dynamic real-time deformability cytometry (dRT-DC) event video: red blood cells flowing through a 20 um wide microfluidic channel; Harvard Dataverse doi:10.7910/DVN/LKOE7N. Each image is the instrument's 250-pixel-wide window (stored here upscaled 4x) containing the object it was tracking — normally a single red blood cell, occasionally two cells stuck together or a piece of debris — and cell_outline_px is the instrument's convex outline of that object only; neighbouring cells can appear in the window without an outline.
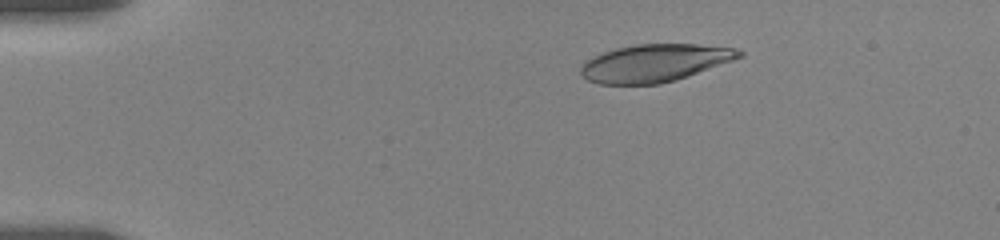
{"species": "human", "species_latin": "Homo sapiens", "temperature_condition": "room temperature", "stored_images_in_passage": 44, "camera_frame_rate_fps": 3000, "um_per_image_px": 0.085, "donor": {"sex": "female"}, "frame": {"image": 1, "passage_image": 3, "time_ms": 0.333, "image_size_px": [1000, 240], "cell_outline_px": [[744, 56], [676, 80], [660, 84], [600, 84], [588, 80], [580, 72], [580, 64], [584, 60], [604, 52], [616, 48], [636, 44], [696, 44], [736, 48], [744, 52]], "centroid_in_image_um": [55.63, 5.35], "position_along_channel_um": 29.4, "area_um2": 34.68}}
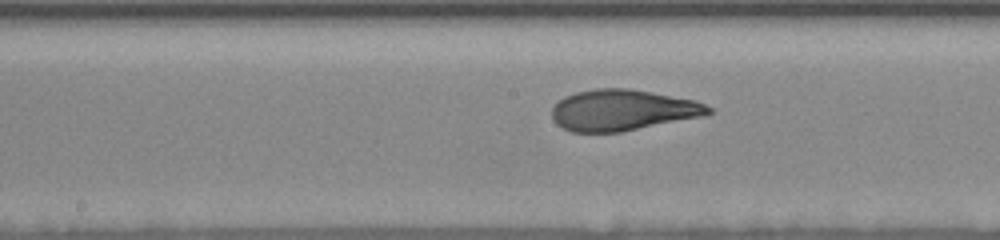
{"frame": {"image": 2, "passage_image": 24, "time_ms": 7.0, "image_size_px": [1000, 240], "cell_outline_px": [[712, 112], [704, 116], [620, 132], [572, 132], [556, 124], [552, 120], [552, 108], [564, 96], [576, 92], [596, 88], [628, 88], [696, 100], [712, 108]], "centroid_in_image_um": [52.91, 9.36], "position_along_channel_um": 195.3, "area_um2": 37.4}}
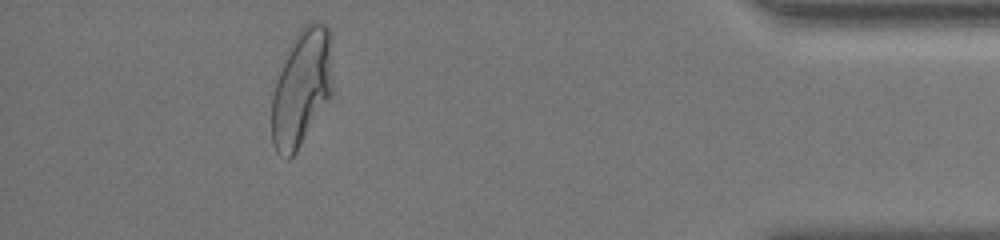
{"frame": {"image": 3, "passage_image": 40, "time_ms": 14.333, "image_size_px": [1000, 240], "cell_outline_px": [[332, 92], [296, 152], [288, 160], [276, 152], [272, 144], [272, 96], [288, 48], [292, 40], [300, 28], [304, 24], [312, 20], [324, 24], [328, 28], [332, 84]], "centroid_in_image_um": [25.61, 7.47], "position_along_channel_um": 409.6, "area_um2": 40.69}, "authors_computed_cell_mechanics": {"area_um2": 37.5411, "velocity_mm_per_s": 3.5379, "shape_relaxation_time_tau1_ms": 4.8104, "shape_relaxation_time_tau2_ms": 1.3166, "deformation_change_tau1": 0.2264, "deformation_change_tau2": 0.0816}}